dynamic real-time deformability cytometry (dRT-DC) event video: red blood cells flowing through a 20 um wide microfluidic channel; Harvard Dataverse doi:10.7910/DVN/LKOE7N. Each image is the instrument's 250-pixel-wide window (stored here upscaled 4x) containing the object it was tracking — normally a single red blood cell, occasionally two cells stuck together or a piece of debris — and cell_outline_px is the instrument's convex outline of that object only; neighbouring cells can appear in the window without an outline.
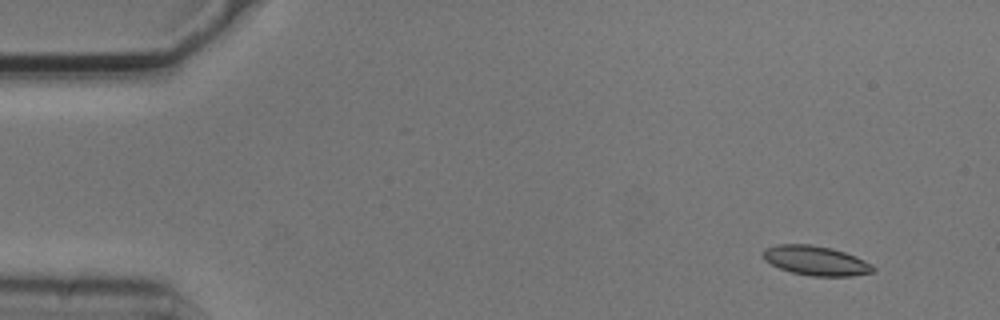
{"species": "common noctule bat (a hibernating species)", "species_latin": "Nyctalus noctula", "temperature_condition": "cold", "stored_images_in_passage": 3, "camera_frame_rate_fps": 3000, "um_per_image_px": 0.085, "animal": {"sex": "male", "body_mass_g": 20.5, "forearm_length_mm": 52.5}, "frame": {"image": 1, "passage_image": 1, "time_ms": 0.0, "image_size_px": [1000, 320], "cell_outline_px": [[876, 268], [872, 272], [852, 276], [812, 276], [792, 272], [780, 268], [764, 260], [760, 256], [764, 248], [776, 244], [812, 244], [832, 248], [856, 256], [872, 264]], "centroid_in_image_um": [69.32, 22.14], "position_along_channel_um": 15.7, "area_um2": 19.07}}